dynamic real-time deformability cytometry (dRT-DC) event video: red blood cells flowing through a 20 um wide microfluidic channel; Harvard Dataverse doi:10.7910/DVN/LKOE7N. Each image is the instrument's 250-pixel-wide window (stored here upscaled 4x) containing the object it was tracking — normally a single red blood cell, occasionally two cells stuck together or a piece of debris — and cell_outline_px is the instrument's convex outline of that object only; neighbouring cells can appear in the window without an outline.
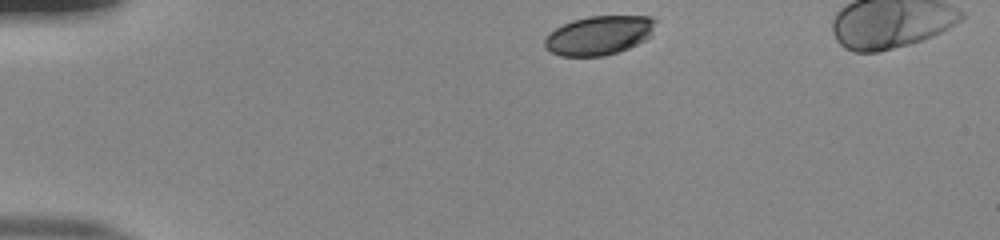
{"species": "human", "species_latin": "Homo sapiens", "temperature_condition": "room temperature", "stored_images_in_passage": 42, "camera_frame_rate_fps": 3000, "um_per_image_px": 0.085, "donor": {"sex": "male"}, "frame": {"image": 1, "passage_image": 1, "time_ms": 0.0, "image_size_px": [1000, 240], "cell_outline_px": [[656, 20], [652, 36], [628, 48], [604, 56], [560, 56], [544, 48], [544, 40], [556, 28], [572, 20], [588, 16], [648, 16]], "centroid_in_image_um": [50.92, 3.0], "position_along_channel_um": 34.1, "area_um2": 25.14}}
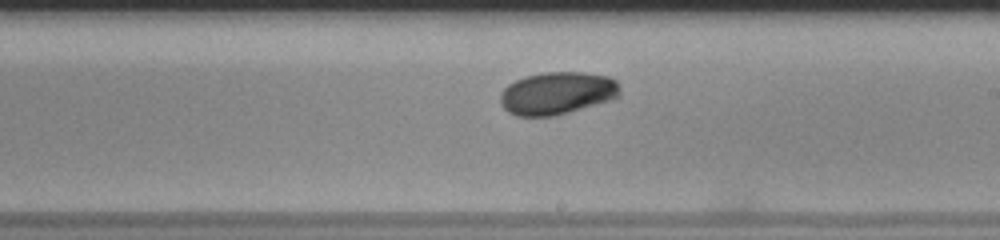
{"frame": {"image": 2, "passage_image": 22, "time_ms": 7.0, "image_size_px": [1000, 240], "cell_outline_px": [[620, 96], [612, 100], [556, 116], [516, 116], [508, 112], [500, 104], [500, 92], [508, 84], [524, 76], [544, 72], [584, 72], [608, 76], [616, 80], [620, 84]], "centroid_in_image_um": [47.37, 7.92], "position_along_channel_um": 241.6, "area_um2": 30.17}}
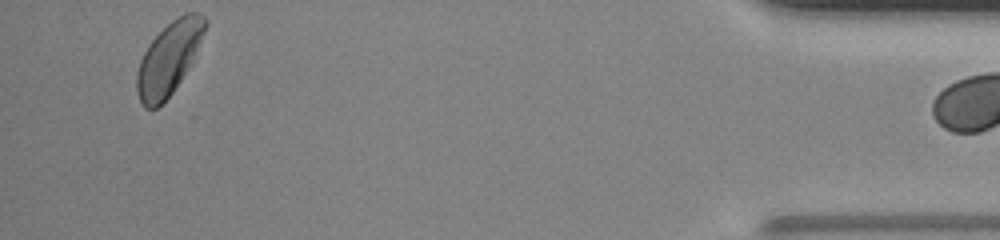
{"frame": {"image": 3, "passage_image": 41, "time_ms": 13.333, "image_size_px": [1000, 240], "cell_outline_px": [[208, 24], [180, 80], [172, 92], [156, 108], [144, 108], [136, 92], [136, 72], [140, 60], [148, 44], [172, 20], [184, 12], [200, 12], [208, 20]], "centroid_in_image_um": [14.31, 4.93], "position_along_channel_um": 420.9, "area_um2": 28.03}}